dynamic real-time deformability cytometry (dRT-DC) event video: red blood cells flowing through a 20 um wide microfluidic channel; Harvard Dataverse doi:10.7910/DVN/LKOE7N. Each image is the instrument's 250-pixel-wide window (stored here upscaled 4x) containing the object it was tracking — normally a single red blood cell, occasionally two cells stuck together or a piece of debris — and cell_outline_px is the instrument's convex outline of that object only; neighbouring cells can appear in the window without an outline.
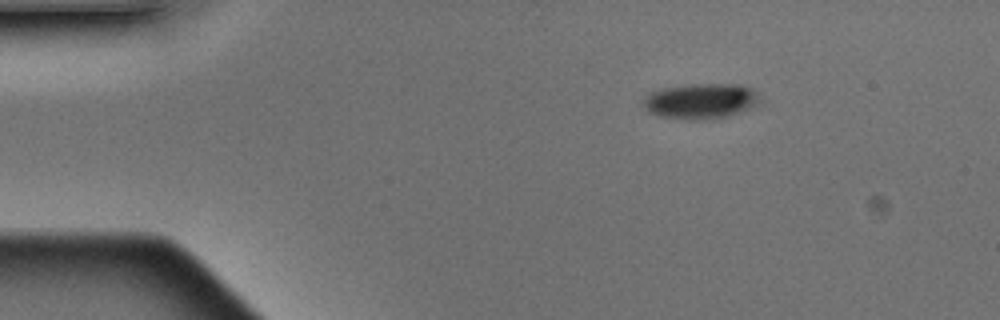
{"species": "Egyptian fruit bat (a non-hibernating species)", "species_latin": "Rousettus aegyptiacus", "temperature_condition": "warm", "stored_images_in_passage": 2, "camera_frame_rate_fps": 3000, "um_per_image_px": 0.085, "animal": {"sex": "male"}, "frame": {"image": 1, "passage_image": 1, "time_ms": 0.0, "image_size_px": [1000, 320], "cell_outline_px": [[760, 100], [756, 104], [748, 108], [728, 116], [708, 120], [688, 120], [660, 116], [648, 112], [644, 108], [644, 100], [648, 92], [660, 88], [692, 84], [740, 84], [752, 88]], "centroid_in_image_um": [59.51, 8.59], "position_along_channel_um": 25.5, "area_um2": 24.1}}